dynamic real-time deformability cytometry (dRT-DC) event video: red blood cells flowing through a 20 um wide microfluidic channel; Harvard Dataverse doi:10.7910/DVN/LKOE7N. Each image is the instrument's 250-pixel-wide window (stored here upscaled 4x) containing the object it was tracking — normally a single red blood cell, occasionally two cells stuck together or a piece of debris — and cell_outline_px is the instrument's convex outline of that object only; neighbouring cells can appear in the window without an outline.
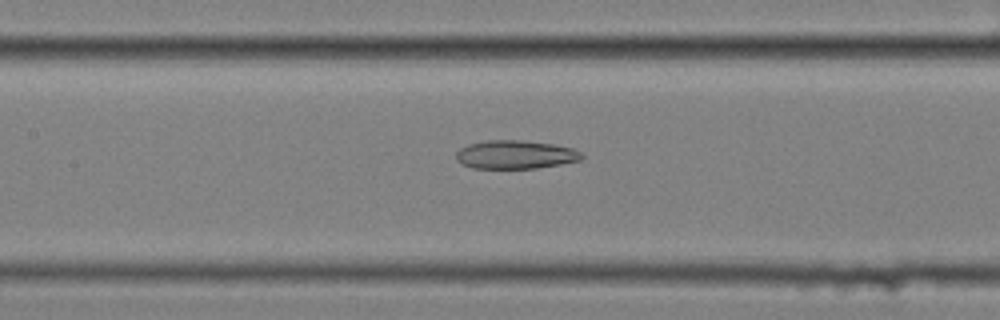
{"species": "common noctule bat (a hibernating species)", "species_latin": "Nyctalus noctula", "temperature_condition": "cold", "stored_images_in_passage": 53, "camera_frame_rate_fps": 3000, "um_per_image_px": 0.085, "animal": {"sex": "female", "body_mass_g": 25.1}, "frame": {"image": 1, "passage_image": 22, "time_ms": 7.0, "image_size_px": [1000, 320], "cell_outline_px": [[584, 156], [580, 160], [560, 164], [536, 168], [472, 168], [460, 164], [456, 160], [456, 152], [460, 148], [468, 144], [484, 140], [520, 140], [556, 144], [572, 148], [580, 152]], "centroid_in_image_um": [43.77, 13.13], "position_along_channel_um": 163.6, "area_um2": 20.98}}
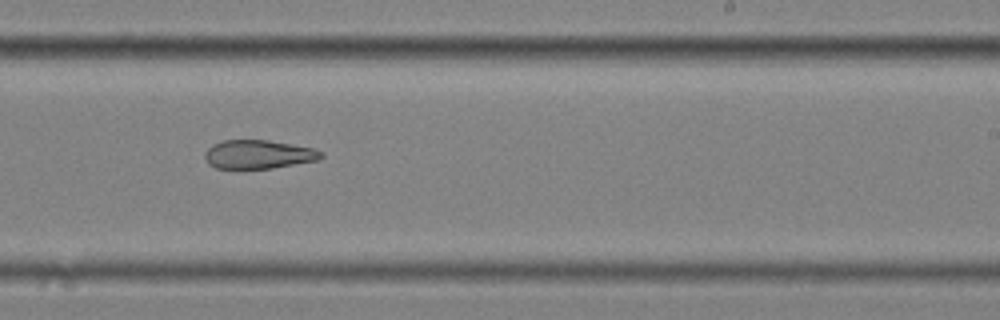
{"frame": {"image": 2, "passage_image": 31, "time_ms": 10.0, "image_size_px": [1000, 320], "cell_outline_px": [[324, 156], [316, 160], [272, 168], [236, 172], [216, 168], [208, 164], [204, 156], [204, 152], [212, 144], [220, 140], [268, 140], [316, 148], [324, 152]], "centroid_in_image_um": [21.9, 13.16], "position_along_channel_um": 267.1, "area_um2": 20.35}}
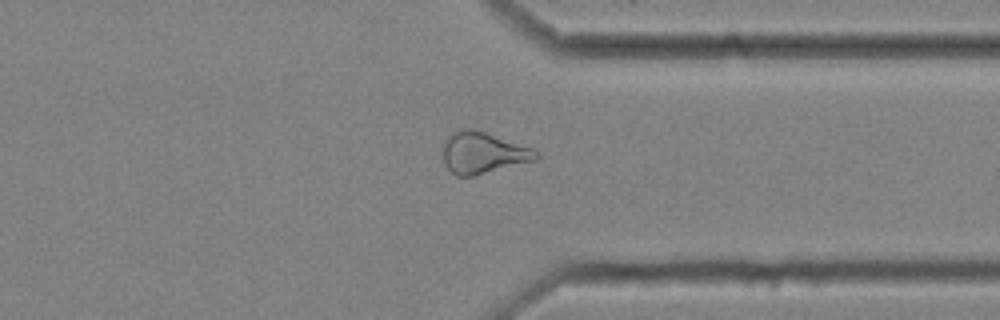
{"frame": {"image": 3, "passage_image": 40, "time_ms": 13.0, "image_size_px": [1000, 320], "cell_outline_px": [[540, 156], [536, 160], [472, 176], [456, 176], [444, 164], [444, 140], [452, 132], [464, 128], [472, 128], [532, 148], [540, 152]], "centroid_in_image_um": [41.05, 12.99], "position_along_channel_um": 370.3, "area_um2": 22.31}, "authors_computed_cell_mechanics": {"area_um2": 23.4668, "velocity_mm_per_s": 3.4619, "shape_relaxation_time_tau1_ms": null, "shape_relaxation_time_tau2_ms": 6.4236, "deformation_change_tau1": null, "deformation_change_tau2": 0.1552}}